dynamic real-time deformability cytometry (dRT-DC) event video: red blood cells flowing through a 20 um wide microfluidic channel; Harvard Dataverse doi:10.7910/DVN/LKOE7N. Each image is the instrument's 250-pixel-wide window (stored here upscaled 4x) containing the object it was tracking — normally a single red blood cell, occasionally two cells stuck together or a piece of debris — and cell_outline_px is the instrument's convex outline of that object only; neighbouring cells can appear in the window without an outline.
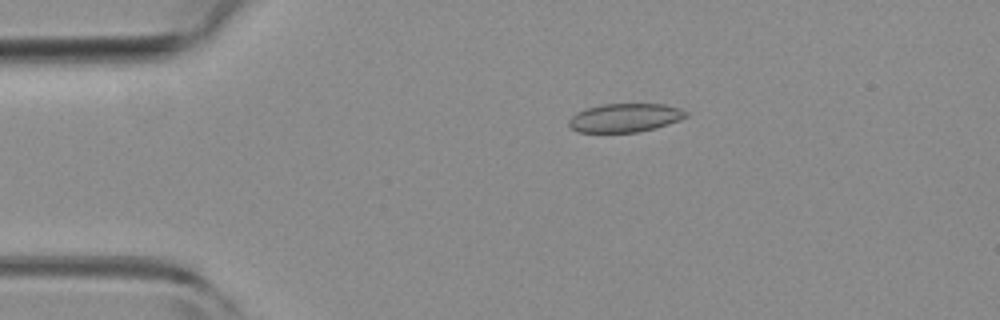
{"species": "common noctule bat (a hibernating species)", "species_latin": "Nyctalus noctula", "temperature_condition": "room temperature", "stored_images_in_passage": 4, "camera_frame_rate_fps": 3000, "um_per_image_px": 0.085, "animal": {"sex": "female", "body_mass_g": 19.3, "forearm_length_mm": 54.1}, "frame": {"image": 1, "passage_image": 3, "time_ms": 0.667, "image_size_px": [1000, 320], "cell_outline_px": [[688, 116], [680, 120], [668, 124], [636, 132], [576, 132], [568, 124], [568, 120], [576, 112], [588, 108], [604, 104], [664, 104], [680, 108], [688, 112]], "centroid_in_image_um": [53.12, 10.0], "position_along_channel_um": 31.9, "area_um2": 19.42}}
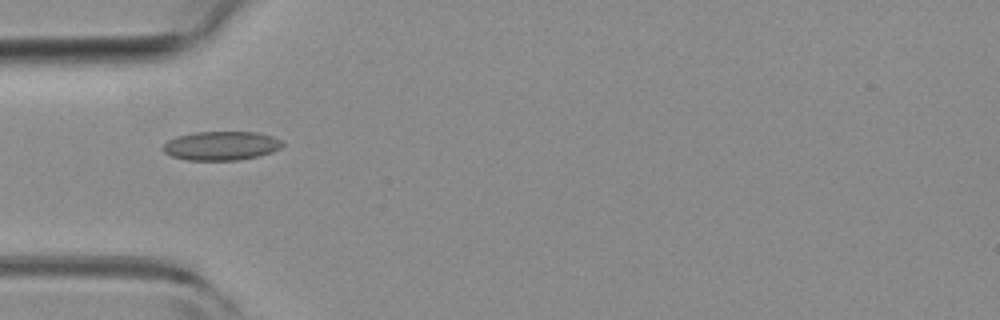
{"frame": {"image": 2, "passage_image": 4, "time_ms": 1.0, "image_size_px": [1000, 320], "cell_outline_px": [[284, 144], [280, 148], [272, 152], [260, 156], [236, 160], [188, 160], [172, 156], [164, 152], [160, 148], [168, 140], [176, 136], [196, 132], [256, 132], [272, 136], [280, 140]], "centroid_in_image_um": [18.79, 12.39], "position_along_channel_um": 66.2, "area_um2": 20.17}}